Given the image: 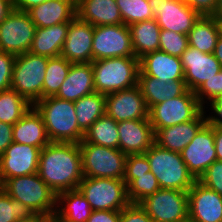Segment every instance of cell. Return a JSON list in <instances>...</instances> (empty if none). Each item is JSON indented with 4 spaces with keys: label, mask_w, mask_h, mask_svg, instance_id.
<instances>
[{
    "label": "cell",
    "mask_w": 222,
    "mask_h": 222,
    "mask_svg": "<svg viewBox=\"0 0 222 222\" xmlns=\"http://www.w3.org/2000/svg\"><path fill=\"white\" fill-rule=\"evenodd\" d=\"M71 64L61 55L49 58L43 82V98L55 96L58 93L69 73Z\"/></svg>",
    "instance_id": "obj_35"
},
{
    "label": "cell",
    "mask_w": 222,
    "mask_h": 222,
    "mask_svg": "<svg viewBox=\"0 0 222 222\" xmlns=\"http://www.w3.org/2000/svg\"><path fill=\"white\" fill-rule=\"evenodd\" d=\"M205 114L203 109L193 120L160 129L155 134V143L164 149L180 153L207 123Z\"/></svg>",
    "instance_id": "obj_21"
},
{
    "label": "cell",
    "mask_w": 222,
    "mask_h": 222,
    "mask_svg": "<svg viewBox=\"0 0 222 222\" xmlns=\"http://www.w3.org/2000/svg\"><path fill=\"white\" fill-rule=\"evenodd\" d=\"M94 92L92 64L72 63L69 73L55 97L75 102Z\"/></svg>",
    "instance_id": "obj_25"
},
{
    "label": "cell",
    "mask_w": 222,
    "mask_h": 222,
    "mask_svg": "<svg viewBox=\"0 0 222 222\" xmlns=\"http://www.w3.org/2000/svg\"><path fill=\"white\" fill-rule=\"evenodd\" d=\"M123 24L130 25L155 19L154 2L151 0H116Z\"/></svg>",
    "instance_id": "obj_36"
},
{
    "label": "cell",
    "mask_w": 222,
    "mask_h": 222,
    "mask_svg": "<svg viewBox=\"0 0 222 222\" xmlns=\"http://www.w3.org/2000/svg\"><path fill=\"white\" fill-rule=\"evenodd\" d=\"M35 217L25 204L12 199L4 190L0 191V222H23Z\"/></svg>",
    "instance_id": "obj_37"
},
{
    "label": "cell",
    "mask_w": 222,
    "mask_h": 222,
    "mask_svg": "<svg viewBox=\"0 0 222 222\" xmlns=\"http://www.w3.org/2000/svg\"><path fill=\"white\" fill-rule=\"evenodd\" d=\"M33 106L42 115L51 142L80 143L83 140L85 133L78 126L73 101L49 96Z\"/></svg>",
    "instance_id": "obj_2"
},
{
    "label": "cell",
    "mask_w": 222,
    "mask_h": 222,
    "mask_svg": "<svg viewBox=\"0 0 222 222\" xmlns=\"http://www.w3.org/2000/svg\"><path fill=\"white\" fill-rule=\"evenodd\" d=\"M188 46L187 35L169 30H161L159 44L160 51L180 58Z\"/></svg>",
    "instance_id": "obj_39"
},
{
    "label": "cell",
    "mask_w": 222,
    "mask_h": 222,
    "mask_svg": "<svg viewBox=\"0 0 222 222\" xmlns=\"http://www.w3.org/2000/svg\"><path fill=\"white\" fill-rule=\"evenodd\" d=\"M135 57L158 51L161 29L155 19L129 25Z\"/></svg>",
    "instance_id": "obj_30"
},
{
    "label": "cell",
    "mask_w": 222,
    "mask_h": 222,
    "mask_svg": "<svg viewBox=\"0 0 222 222\" xmlns=\"http://www.w3.org/2000/svg\"><path fill=\"white\" fill-rule=\"evenodd\" d=\"M150 172V164L145 154H130L127 155L125 161L124 182L126 186L136 179V175H142Z\"/></svg>",
    "instance_id": "obj_41"
},
{
    "label": "cell",
    "mask_w": 222,
    "mask_h": 222,
    "mask_svg": "<svg viewBox=\"0 0 222 222\" xmlns=\"http://www.w3.org/2000/svg\"><path fill=\"white\" fill-rule=\"evenodd\" d=\"M3 190V182L1 180V176H0V191Z\"/></svg>",
    "instance_id": "obj_56"
},
{
    "label": "cell",
    "mask_w": 222,
    "mask_h": 222,
    "mask_svg": "<svg viewBox=\"0 0 222 222\" xmlns=\"http://www.w3.org/2000/svg\"><path fill=\"white\" fill-rule=\"evenodd\" d=\"M87 222H120V211H92Z\"/></svg>",
    "instance_id": "obj_47"
},
{
    "label": "cell",
    "mask_w": 222,
    "mask_h": 222,
    "mask_svg": "<svg viewBox=\"0 0 222 222\" xmlns=\"http://www.w3.org/2000/svg\"><path fill=\"white\" fill-rule=\"evenodd\" d=\"M210 111L214 114L207 115V122L211 126H216L222 128V96L217 97L214 101L209 103Z\"/></svg>",
    "instance_id": "obj_46"
},
{
    "label": "cell",
    "mask_w": 222,
    "mask_h": 222,
    "mask_svg": "<svg viewBox=\"0 0 222 222\" xmlns=\"http://www.w3.org/2000/svg\"><path fill=\"white\" fill-rule=\"evenodd\" d=\"M76 16L93 26L123 24L116 0H76Z\"/></svg>",
    "instance_id": "obj_24"
},
{
    "label": "cell",
    "mask_w": 222,
    "mask_h": 222,
    "mask_svg": "<svg viewBox=\"0 0 222 222\" xmlns=\"http://www.w3.org/2000/svg\"><path fill=\"white\" fill-rule=\"evenodd\" d=\"M139 74L155 77L163 82L184 80L183 65L179 57L160 50L139 59Z\"/></svg>",
    "instance_id": "obj_22"
},
{
    "label": "cell",
    "mask_w": 222,
    "mask_h": 222,
    "mask_svg": "<svg viewBox=\"0 0 222 222\" xmlns=\"http://www.w3.org/2000/svg\"><path fill=\"white\" fill-rule=\"evenodd\" d=\"M204 108L193 91L168 99L149 110V120L156 134L160 129L193 120Z\"/></svg>",
    "instance_id": "obj_9"
},
{
    "label": "cell",
    "mask_w": 222,
    "mask_h": 222,
    "mask_svg": "<svg viewBox=\"0 0 222 222\" xmlns=\"http://www.w3.org/2000/svg\"><path fill=\"white\" fill-rule=\"evenodd\" d=\"M188 45L203 53H213L220 31L213 16H201L187 34Z\"/></svg>",
    "instance_id": "obj_31"
},
{
    "label": "cell",
    "mask_w": 222,
    "mask_h": 222,
    "mask_svg": "<svg viewBox=\"0 0 222 222\" xmlns=\"http://www.w3.org/2000/svg\"><path fill=\"white\" fill-rule=\"evenodd\" d=\"M137 85L149 110L154 105L181 96L188 90L185 80H173L166 83L147 75H138Z\"/></svg>",
    "instance_id": "obj_27"
},
{
    "label": "cell",
    "mask_w": 222,
    "mask_h": 222,
    "mask_svg": "<svg viewBox=\"0 0 222 222\" xmlns=\"http://www.w3.org/2000/svg\"><path fill=\"white\" fill-rule=\"evenodd\" d=\"M126 187L130 204H139L147 196L160 189L158 180L151 171L136 175V179H133Z\"/></svg>",
    "instance_id": "obj_38"
},
{
    "label": "cell",
    "mask_w": 222,
    "mask_h": 222,
    "mask_svg": "<svg viewBox=\"0 0 222 222\" xmlns=\"http://www.w3.org/2000/svg\"><path fill=\"white\" fill-rule=\"evenodd\" d=\"M198 181L222 196V161L213 162Z\"/></svg>",
    "instance_id": "obj_42"
},
{
    "label": "cell",
    "mask_w": 222,
    "mask_h": 222,
    "mask_svg": "<svg viewBox=\"0 0 222 222\" xmlns=\"http://www.w3.org/2000/svg\"><path fill=\"white\" fill-rule=\"evenodd\" d=\"M15 59V55L0 51V91L11 88Z\"/></svg>",
    "instance_id": "obj_43"
},
{
    "label": "cell",
    "mask_w": 222,
    "mask_h": 222,
    "mask_svg": "<svg viewBox=\"0 0 222 222\" xmlns=\"http://www.w3.org/2000/svg\"><path fill=\"white\" fill-rule=\"evenodd\" d=\"M13 142V125L0 122V156Z\"/></svg>",
    "instance_id": "obj_48"
},
{
    "label": "cell",
    "mask_w": 222,
    "mask_h": 222,
    "mask_svg": "<svg viewBox=\"0 0 222 222\" xmlns=\"http://www.w3.org/2000/svg\"><path fill=\"white\" fill-rule=\"evenodd\" d=\"M41 149L12 142L0 156V176L4 183L9 178L38 173Z\"/></svg>",
    "instance_id": "obj_15"
},
{
    "label": "cell",
    "mask_w": 222,
    "mask_h": 222,
    "mask_svg": "<svg viewBox=\"0 0 222 222\" xmlns=\"http://www.w3.org/2000/svg\"><path fill=\"white\" fill-rule=\"evenodd\" d=\"M49 57L30 52L16 56L11 88L34 105L43 99V82Z\"/></svg>",
    "instance_id": "obj_6"
},
{
    "label": "cell",
    "mask_w": 222,
    "mask_h": 222,
    "mask_svg": "<svg viewBox=\"0 0 222 222\" xmlns=\"http://www.w3.org/2000/svg\"><path fill=\"white\" fill-rule=\"evenodd\" d=\"M47 0H13L14 9L27 12Z\"/></svg>",
    "instance_id": "obj_49"
},
{
    "label": "cell",
    "mask_w": 222,
    "mask_h": 222,
    "mask_svg": "<svg viewBox=\"0 0 222 222\" xmlns=\"http://www.w3.org/2000/svg\"><path fill=\"white\" fill-rule=\"evenodd\" d=\"M154 16L161 30L187 35L201 17L182 0L154 2Z\"/></svg>",
    "instance_id": "obj_16"
},
{
    "label": "cell",
    "mask_w": 222,
    "mask_h": 222,
    "mask_svg": "<svg viewBox=\"0 0 222 222\" xmlns=\"http://www.w3.org/2000/svg\"><path fill=\"white\" fill-rule=\"evenodd\" d=\"M32 106L12 88L0 91V122L14 125Z\"/></svg>",
    "instance_id": "obj_34"
},
{
    "label": "cell",
    "mask_w": 222,
    "mask_h": 222,
    "mask_svg": "<svg viewBox=\"0 0 222 222\" xmlns=\"http://www.w3.org/2000/svg\"><path fill=\"white\" fill-rule=\"evenodd\" d=\"M194 93L200 105L204 109L208 108L205 107V104H209L217 97L222 96V70L210 80L205 81Z\"/></svg>",
    "instance_id": "obj_40"
},
{
    "label": "cell",
    "mask_w": 222,
    "mask_h": 222,
    "mask_svg": "<svg viewBox=\"0 0 222 222\" xmlns=\"http://www.w3.org/2000/svg\"><path fill=\"white\" fill-rule=\"evenodd\" d=\"M120 222H154L140 204H129L120 211Z\"/></svg>",
    "instance_id": "obj_44"
},
{
    "label": "cell",
    "mask_w": 222,
    "mask_h": 222,
    "mask_svg": "<svg viewBox=\"0 0 222 222\" xmlns=\"http://www.w3.org/2000/svg\"><path fill=\"white\" fill-rule=\"evenodd\" d=\"M38 175L56 195L78 189L84 178L79 143L50 142L43 147Z\"/></svg>",
    "instance_id": "obj_1"
},
{
    "label": "cell",
    "mask_w": 222,
    "mask_h": 222,
    "mask_svg": "<svg viewBox=\"0 0 222 222\" xmlns=\"http://www.w3.org/2000/svg\"><path fill=\"white\" fill-rule=\"evenodd\" d=\"M35 31L28 13L13 9L0 23V51L15 56L29 52Z\"/></svg>",
    "instance_id": "obj_12"
},
{
    "label": "cell",
    "mask_w": 222,
    "mask_h": 222,
    "mask_svg": "<svg viewBox=\"0 0 222 222\" xmlns=\"http://www.w3.org/2000/svg\"><path fill=\"white\" fill-rule=\"evenodd\" d=\"M144 154L160 188L188 192L196 181L179 152L164 149L154 143Z\"/></svg>",
    "instance_id": "obj_5"
},
{
    "label": "cell",
    "mask_w": 222,
    "mask_h": 222,
    "mask_svg": "<svg viewBox=\"0 0 222 222\" xmlns=\"http://www.w3.org/2000/svg\"><path fill=\"white\" fill-rule=\"evenodd\" d=\"M94 26L77 16L70 21L61 52L70 63H91Z\"/></svg>",
    "instance_id": "obj_19"
},
{
    "label": "cell",
    "mask_w": 222,
    "mask_h": 222,
    "mask_svg": "<svg viewBox=\"0 0 222 222\" xmlns=\"http://www.w3.org/2000/svg\"><path fill=\"white\" fill-rule=\"evenodd\" d=\"M213 54L222 67V36L218 38Z\"/></svg>",
    "instance_id": "obj_52"
},
{
    "label": "cell",
    "mask_w": 222,
    "mask_h": 222,
    "mask_svg": "<svg viewBox=\"0 0 222 222\" xmlns=\"http://www.w3.org/2000/svg\"><path fill=\"white\" fill-rule=\"evenodd\" d=\"M84 177L123 179L127 155L120 149L79 143Z\"/></svg>",
    "instance_id": "obj_7"
},
{
    "label": "cell",
    "mask_w": 222,
    "mask_h": 222,
    "mask_svg": "<svg viewBox=\"0 0 222 222\" xmlns=\"http://www.w3.org/2000/svg\"><path fill=\"white\" fill-rule=\"evenodd\" d=\"M119 149L126 155L144 154L154 143L155 133L150 120L118 122Z\"/></svg>",
    "instance_id": "obj_20"
},
{
    "label": "cell",
    "mask_w": 222,
    "mask_h": 222,
    "mask_svg": "<svg viewBox=\"0 0 222 222\" xmlns=\"http://www.w3.org/2000/svg\"><path fill=\"white\" fill-rule=\"evenodd\" d=\"M95 92L108 95L137 85L139 59L114 57L91 62Z\"/></svg>",
    "instance_id": "obj_4"
},
{
    "label": "cell",
    "mask_w": 222,
    "mask_h": 222,
    "mask_svg": "<svg viewBox=\"0 0 222 222\" xmlns=\"http://www.w3.org/2000/svg\"><path fill=\"white\" fill-rule=\"evenodd\" d=\"M105 114L117 123L149 120V109L138 85L106 95Z\"/></svg>",
    "instance_id": "obj_14"
},
{
    "label": "cell",
    "mask_w": 222,
    "mask_h": 222,
    "mask_svg": "<svg viewBox=\"0 0 222 222\" xmlns=\"http://www.w3.org/2000/svg\"><path fill=\"white\" fill-rule=\"evenodd\" d=\"M188 220L222 222V196L196 180L188 190Z\"/></svg>",
    "instance_id": "obj_17"
},
{
    "label": "cell",
    "mask_w": 222,
    "mask_h": 222,
    "mask_svg": "<svg viewBox=\"0 0 222 222\" xmlns=\"http://www.w3.org/2000/svg\"><path fill=\"white\" fill-rule=\"evenodd\" d=\"M214 16H222V0H218L216 12Z\"/></svg>",
    "instance_id": "obj_54"
},
{
    "label": "cell",
    "mask_w": 222,
    "mask_h": 222,
    "mask_svg": "<svg viewBox=\"0 0 222 222\" xmlns=\"http://www.w3.org/2000/svg\"><path fill=\"white\" fill-rule=\"evenodd\" d=\"M214 144L217 160L222 161V128L216 126H214Z\"/></svg>",
    "instance_id": "obj_50"
},
{
    "label": "cell",
    "mask_w": 222,
    "mask_h": 222,
    "mask_svg": "<svg viewBox=\"0 0 222 222\" xmlns=\"http://www.w3.org/2000/svg\"><path fill=\"white\" fill-rule=\"evenodd\" d=\"M114 57H135L129 26H94L92 61Z\"/></svg>",
    "instance_id": "obj_11"
},
{
    "label": "cell",
    "mask_w": 222,
    "mask_h": 222,
    "mask_svg": "<svg viewBox=\"0 0 222 222\" xmlns=\"http://www.w3.org/2000/svg\"><path fill=\"white\" fill-rule=\"evenodd\" d=\"M200 16H214L218 0H182Z\"/></svg>",
    "instance_id": "obj_45"
},
{
    "label": "cell",
    "mask_w": 222,
    "mask_h": 222,
    "mask_svg": "<svg viewBox=\"0 0 222 222\" xmlns=\"http://www.w3.org/2000/svg\"><path fill=\"white\" fill-rule=\"evenodd\" d=\"M92 209L79 189L57 194L53 222H87Z\"/></svg>",
    "instance_id": "obj_28"
},
{
    "label": "cell",
    "mask_w": 222,
    "mask_h": 222,
    "mask_svg": "<svg viewBox=\"0 0 222 222\" xmlns=\"http://www.w3.org/2000/svg\"><path fill=\"white\" fill-rule=\"evenodd\" d=\"M180 60L186 86L193 92L222 70L221 64L213 53H203L190 46L180 56Z\"/></svg>",
    "instance_id": "obj_18"
},
{
    "label": "cell",
    "mask_w": 222,
    "mask_h": 222,
    "mask_svg": "<svg viewBox=\"0 0 222 222\" xmlns=\"http://www.w3.org/2000/svg\"><path fill=\"white\" fill-rule=\"evenodd\" d=\"M77 123L85 133L101 116L105 115L106 95L94 92L74 102Z\"/></svg>",
    "instance_id": "obj_33"
},
{
    "label": "cell",
    "mask_w": 222,
    "mask_h": 222,
    "mask_svg": "<svg viewBox=\"0 0 222 222\" xmlns=\"http://www.w3.org/2000/svg\"><path fill=\"white\" fill-rule=\"evenodd\" d=\"M216 18L219 26L220 36H222V16H213Z\"/></svg>",
    "instance_id": "obj_55"
},
{
    "label": "cell",
    "mask_w": 222,
    "mask_h": 222,
    "mask_svg": "<svg viewBox=\"0 0 222 222\" xmlns=\"http://www.w3.org/2000/svg\"><path fill=\"white\" fill-rule=\"evenodd\" d=\"M27 13L36 28L70 22L76 17V0H47Z\"/></svg>",
    "instance_id": "obj_23"
},
{
    "label": "cell",
    "mask_w": 222,
    "mask_h": 222,
    "mask_svg": "<svg viewBox=\"0 0 222 222\" xmlns=\"http://www.w3.org/2000/svg\"><path fill=\"white\" fill-rule=\"evenodd\" d=\"M3 190L12 199L25 204L36 216L54 217L57 195L38 173L9 178L3 183Z\"/></svg>",
    "instance_id": "obj_3"
},
{
    "label": "cell",
    "mask_w": 222,
    "mask_h": 222,
    "mask_svg": "<svg viewBox=\"0 0 222 222\" xmlns=\"http://www.w3.org/2000/svg\"><path fill=\"white\" fill-rule=\"evenodd\" d=\"M180 154L189 173L195 180H199L206 169L217 160L214 126L207 122Z\"/></svg>",
    "instance_id": "obj_13"
},
{
    "label": "cell",
    "mask_w": 222,
    "mask_h": 222,
    "mask_svg": "<svg viewBox=\"0 0 222 222\" xmlns=\"http://www.w3.org/2000/svg\"><path fill=\"white\" fill-rule=\"evenodd\" d=\"M23 222H53V218H49L46 216H36L35 218L31 220L23 221Z\"/></svg>",
    "instance_id": "obj_53"
},
{
    "label": "cell",
    "mask_w": 222,
    "mask_h": 222,
    "mask_svg": "<svg viewBox=\"0 0 222 222\" xmlns=\"http://www.w3.org/2000/svg\"><path fill=\"white\" fill-rule=\"evenodd\" d=\"M80 143H91L119 149L118 123L106 114L101 116L85 132Z\"/></svg>",
    "instance_id": "obj_32"
},
{
    "label": "cell",
    "mask_w": 222,
    "mask_h": 222,
    "mask_svg": "<svg viewBox=\"0 0 222 222\" xmlns=\"http://www.w3.org/2000/svg\"><path fill=\"white\" fill-rule=\"evenodd\" d=\"M13 141L40 149L51 142L42 115L34 106L13 125Z\"/></svg>",
    "instance_id": "obj_26"
},
{
    "label": "cell",
    "mask_w": 222,
    "mask_h": 222,
    "mask_svg": "<svg viewBox=\"0 0 222 222\" xmlns=\"http://www.w3.org/2000/svg\"><path fill=\"white\" fill-rule=\"evenodd\" d=\"M70 22L55 24L51 27L36 28L30 53L46 57L61 55Z\"/></svg>",
    "instance_id": "obj_29"
},
{
    "label": "cell",
    "mask_w": 222,
    "mask_h": 222,
    "mask_svg": "<svg viewBox=\"0 0 222 222\" xmlns=\"http://www.w3.org/2000/svg\"><path fill=\"white\" fill-rule=\"evenodd\" d=\"M78 189L92 211H121L130 204L123 179L84 177Z\"/></svg>",
    "instance_id": "obj_8"
},
{
    "label": "cell",
    "mask_w": 222,
    "mask_h": 222,
    "mask_svg": "<svg viewBox=\"0 0 222 222\" xmlns=\"http://www.w3.org/2000/svg\"><path fill=\"white\" fill-rule=\"evenodd\" d=\"M154 222H186L188 192L160 188L140 203Z\"/></svg>",
    "instance_id": "obj_10"
},
{
    "label": "cell",
    "mask_w": 222,
    "mask_h": 222,
    "mask_svg": "<svg viewBox=\"0 0 222 222\" xmlns=\"http://www.w3.org/2000/svg\"><path fill=\"white\" fill-rule=\"evenodd\" d=\"M13 0H0V23L13 11Z\"/></svg>",
    "instance_id": "obj_51"
}]
</instances>
